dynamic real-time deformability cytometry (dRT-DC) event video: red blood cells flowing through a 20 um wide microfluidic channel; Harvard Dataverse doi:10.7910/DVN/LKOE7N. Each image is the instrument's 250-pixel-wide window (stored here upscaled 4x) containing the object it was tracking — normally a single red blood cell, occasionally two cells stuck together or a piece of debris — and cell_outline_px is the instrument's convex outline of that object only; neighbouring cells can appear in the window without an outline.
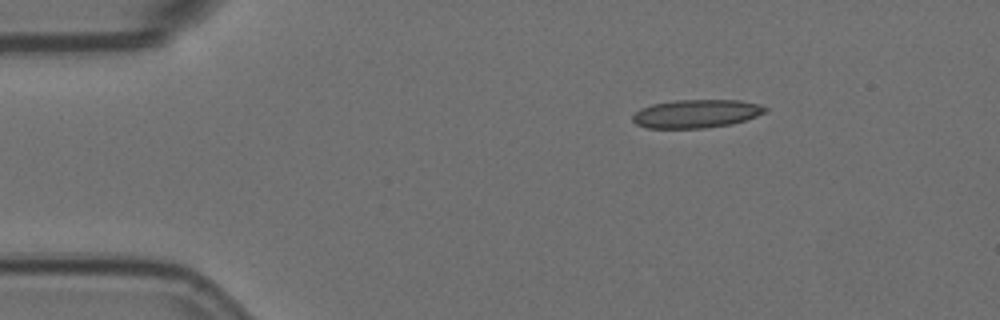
{"species": "Egyptian fruit bat (a non-hibernating species)", "species_latin": "Rousettus aegyptiacus", "temperature_condition": "room temperature", "stored_images_in_passage": 2, "camera_frame_rate_fps": 3000, "um_per_image_px": 0.085, "animal": {"sex": "female"}, "frame": {"image": 1, "passage_image": 1, "time_ms": 0.0, "image_size_px": [1000, 320], "cell_outline_px": [[768, 108], [764, 112], [756, 116], [732, 124], [704, 128], [648, 128], [636, 124], [632, 120], [632, 116], [640, 108], [652, 104], [676, 100], [740, 100], [760, 104]], "centroid_in_image_um": [59.17, 9.66], "position_along_channel_um": 25.8, "area_um2": 21.85}}